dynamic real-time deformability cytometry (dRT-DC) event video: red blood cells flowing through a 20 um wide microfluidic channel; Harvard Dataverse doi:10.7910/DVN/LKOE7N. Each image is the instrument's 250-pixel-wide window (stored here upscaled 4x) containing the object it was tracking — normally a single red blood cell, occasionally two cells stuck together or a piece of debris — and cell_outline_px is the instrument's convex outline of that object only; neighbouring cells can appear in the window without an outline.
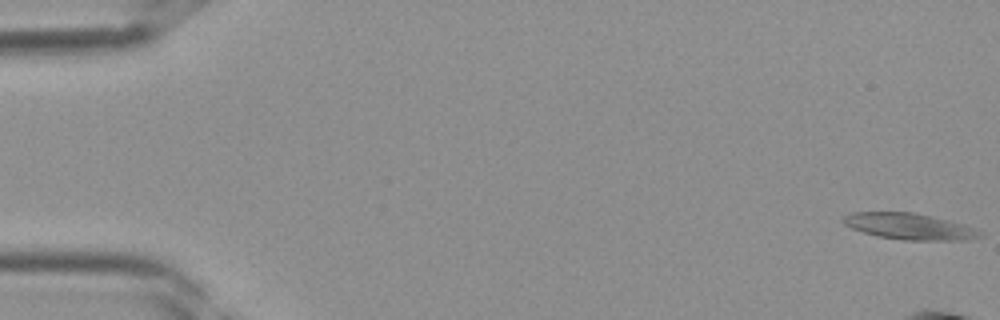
{"species": "Egyptian fruit bat (a non-hibernating species)", "species_latin": "Rousettus aegyptiacus", "temperature_condition": "room temperature", "stored_images_in_passage": 8, "camera_frame_rate_fps": 3000, "um_per_image_px": 0.085, "frame": {"image": 1, "passage_image": 1, "time_ms": 0.0, "image_size_px": [1000, 320], "cell_outline_px": [[984, 236], [968, 240], [904, 240], [880, 236], [864, 232], [852, 228], [844, 224], [840, 220], [844, 216], [852, 212], [912, 212], [932, 216], [964, 224], [976, 228], [984, 232]], "centroid_in_image_um": [77.36, 19.24], "position_along_channel_um": 7.6, "area_um2": 20.98}}